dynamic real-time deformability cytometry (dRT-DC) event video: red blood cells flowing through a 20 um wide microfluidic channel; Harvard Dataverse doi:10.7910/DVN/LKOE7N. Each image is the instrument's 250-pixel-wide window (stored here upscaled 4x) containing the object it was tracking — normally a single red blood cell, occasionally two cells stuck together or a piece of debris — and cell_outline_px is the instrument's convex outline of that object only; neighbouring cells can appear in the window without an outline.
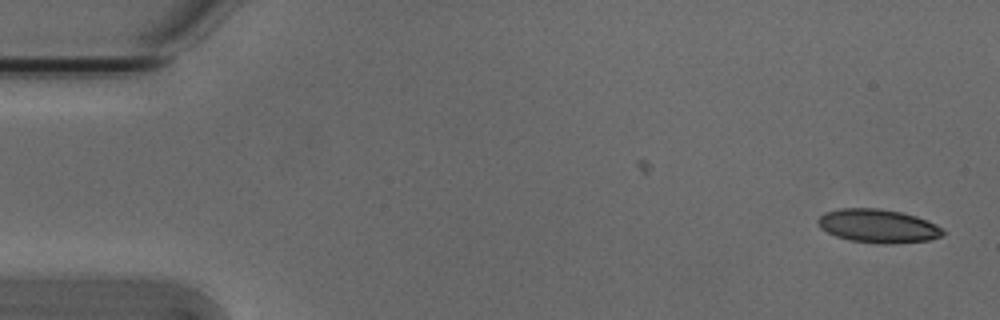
{"species": "Egyptian fruit bat (a non-hibernating species)", "species_latin": "Rousettus aegyptiacus", "temperature_condition": "cold", "stored_images_in_passage": 51, "camera_frame_rate_fps": 3000, "um_per_image_px": 0.085, "animal": {"sex": "male"}, "frame": {"image": 1, "passage_image": 1, "time_ms": 0.0, "image_size_px": [1000, 320], "cell_outline_px": [[944, 232], [940, 236], [928, 240], [888, 244], [876, 244], [852, 240], [836, 236], [820, 228], [816, 220], [824, 212], [840, 208], [876, 208], [900, 212], [916, 216], [936, 224]], "centroid_in_image_um": [74.59, 19.2], "position_along_channel_um": 10.4, "area_um2": 24.28}}
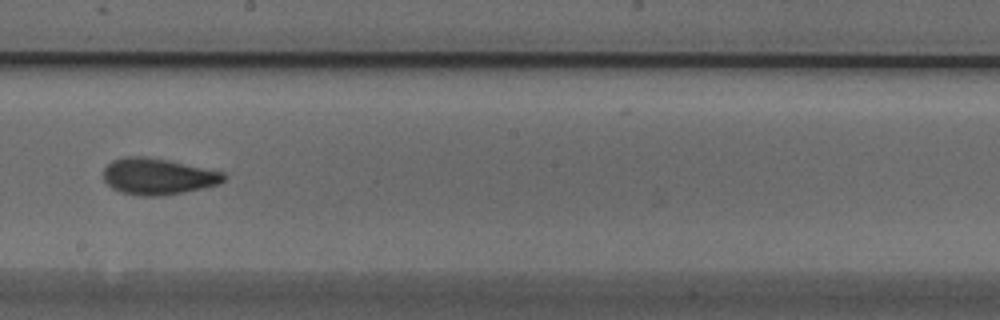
{"frame": {"image": 2, "passage_image": 29, "time_ms": 9.333, "image_size_px": [1000, 320], "cell_outline_px": [[228, 176], [220, 184], [160, 196], [144, 196], [120, 192], [112, 188], [104, 180], [104, 168], [112, 160], [124, 156], [144, 156], [168, 160], [224, 172]], "centroid_in_image_um": [13.41, 14.98], "position_along_channel_um": 234.8, "area_um2": 25.37}}
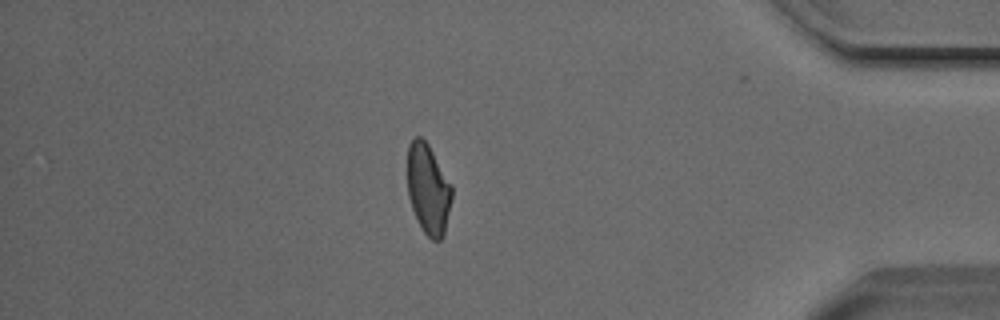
{"frame": {"image": 3, "passage_image": 45, "time_ms": 14.667, "image_size_px": [1000, 320], "cell_outline_px": [[452, 200], [444, 236], [440, 240], [432, 240], [424, 232], [412, 208], [408, 196], [408, 144], [416, 136], [420, 136], [428, 144], [452, 184]], "centroid_in_image_um": [36.42, 16.07], "position_along_channel_um": 398.8, "area_um2": 23.35}}